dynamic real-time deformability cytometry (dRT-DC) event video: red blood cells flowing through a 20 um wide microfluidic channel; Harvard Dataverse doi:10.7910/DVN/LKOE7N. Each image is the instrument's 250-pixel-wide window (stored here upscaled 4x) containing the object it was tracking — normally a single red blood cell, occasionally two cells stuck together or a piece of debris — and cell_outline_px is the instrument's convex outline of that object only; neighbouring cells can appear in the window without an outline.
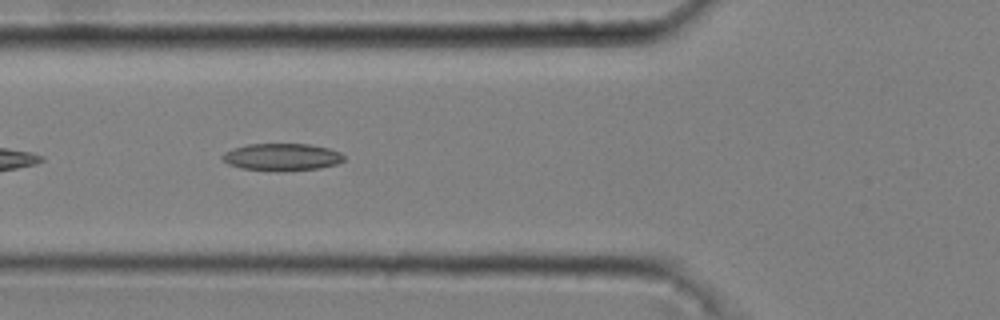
{"species": "common noctule bat (a hibernating species)", "species_latin": "Nyctalus noctula", "temperature_condition": "cold", "stored_images_in_passage": 38, "camera_frame_rate_fps": 3000, "um_per_image_px": 0.085, "animal": {"sex": "male", "body_mass_g": 20.4}, "frame": {"image": 1, "passage_image": 5, "time_ms": 1.333, "image_size_px": [1000, 320], "cell_outline_px": [[344, 160], [336, 164], [320, 168], [284, 172], [276, 172], [240, 168], [228, 164], [220, 156], [224, 152], [232, 148], [248, 144], [308, 144], [328, 148], [340, 152], [344, 156]], "centroid_in_image_um": [23.94, 13.36], "position_along_channel_um": 101.9, "area_um2": 19.59}}
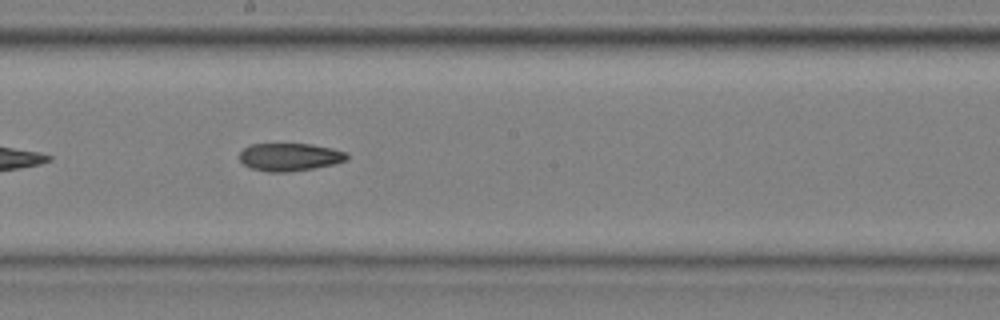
{"frame": {"image": 2, "passage_image": 15, "time_ms": 4.667, "image_size_px": [1000, 320], "cell_outline_px": [[348, 160], [332, 164], [312, 168], [288, 172], [268, 172], [248, 168], [240, 160], [240, 152], [244, 148], [252, 144], [312, 144], [332, 148], [348, 152]], "centroid_in_image_um": [24.63, 13.34], "position_along_channel_um": 223.6, "area_um2": 17.46}}
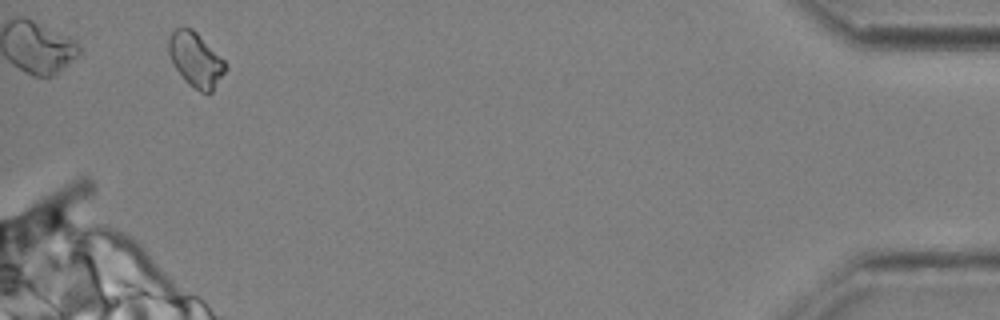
{"frame": {"image": 3, "passage_image": 36, "time_ms": 11.667, "image_size_px": [1000, 320], "cell_outline_px": [[228, 68], [212, 92], [208, 96], [200, 92], [188, 84], [172, 64], [168, 52], [168, 36], [176, 28], [184, 24], [192, 28], [228, 64]], "centroid_in_image_um": [16.63, 5.07], "position_along_channel_um": 418.6, "area_um2": 18.44}}